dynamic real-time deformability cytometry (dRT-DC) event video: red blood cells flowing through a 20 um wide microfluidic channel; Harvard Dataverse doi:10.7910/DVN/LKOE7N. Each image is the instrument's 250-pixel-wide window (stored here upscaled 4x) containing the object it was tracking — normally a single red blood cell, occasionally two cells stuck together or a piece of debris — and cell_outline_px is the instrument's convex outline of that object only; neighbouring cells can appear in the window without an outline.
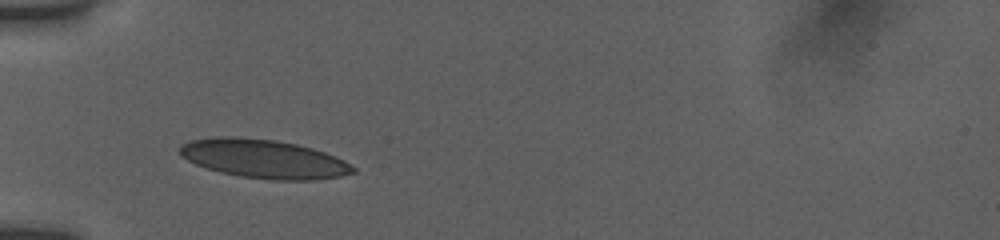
{"species": "human", "species_latin": "Homo sapiens", "temperature_condition": "room temperature", "stored_images_in_passage": 2, "camera_frame_rate_fps": 3000, "um_per_image_px": 0.085, "donor": {"sex": "female"}, "frame": {"image": 1, "passage_image": 1, "time_ms": 0.0, "image_size_px": [1000, 240], "cell_outline_px": [[356, 172], [340, 176], [312, 180], [272, 180], [240, 176], [220, 172], [196, 164], [180, 156], [180, 144], [188, 140], [216, 136], [236, 136], [276, 140], [296, 144], [312, 148], [336, 156], [344, 160], [356, 168]], "centroid_in_image_um": [22.41, 13.49], "position_along_channel_um": 62.6, "area_um2": 39.3}}
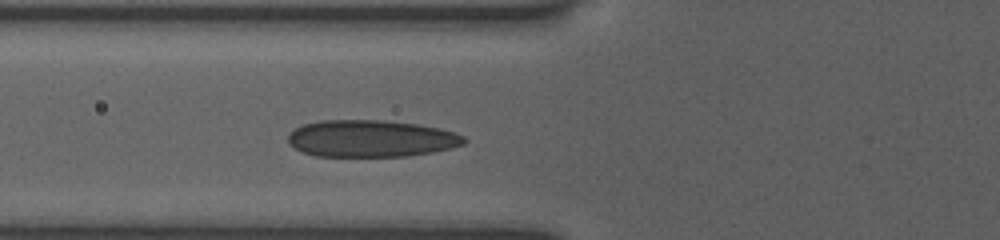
{"frame": {"image": 2, "passage_image": 2, "time_ms": 1.0, "image_size_px": [1000, 240], "cell_outline_px": [[468, 140], [464, 144], [452, 148], [432, 152], [408, 156], [316, 156], [304, 152], [288, 144], [288, 132], [304, 124], [320, 120], [380, 120], [416, 124], [440, 128], [456, 132], [464, 136]], "centroid_in_image_um": [31.56, 11.77], "position_along_channel_um": 94.2, "area_um2": 38.03}}